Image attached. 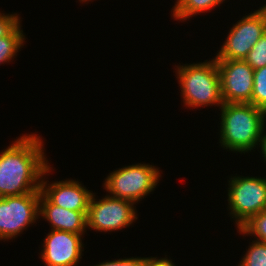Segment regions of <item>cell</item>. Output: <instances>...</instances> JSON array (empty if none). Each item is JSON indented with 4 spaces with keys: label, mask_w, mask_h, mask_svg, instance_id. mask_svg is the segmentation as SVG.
I'll return each mask as SVG.
<instances>
[{
    "label": "cell",
    "mask_w": 266,
    "mask_h": 266,
    "mask_svg": "<svg viewBox=\"0 0 266 266\" xmlns=\"http://www.w3.org/2000/svg\"><path fill=\"white\" fill-rule=\"evenodd\" d=\"M43 143L30 133L0 151V197L41 192L42 176L52 172Z\"/></svg>",
    "instance_id": "6da1fadb"
},
{
    "label": "cell",
    "mask_w": 266,
    "mask_h": 266,
    "mask_svg": "<svg viewBox=\"0 0 266 266\" xmlns=\"http://www.w3.org/2000/svg\"><path fill=\"white\" fill-rule=\"evenodd\" d=\"M220 109V145L234 153L256 149L266 128V112L251 103H224Z\"/></svg>",
    "instance_id": "7a4b0ae2"
},
{
    "label": "cell",
    "mask_w": 266,
    "mask_h": 266,
    "mask_svg": "<svg viewBox=\"0 0 266 266\" xmlns=\"http://www.w3.org/2000/svg\"><path fill=\"white\" fill-rule=\"evenodd\" d=\"M175 67H177L175 73L181 88L182 101L186 107L217 105L220 108L224 104L215 57L203 63H189Z\"/></svg>",
    "instance_id": "3957f363"
},
{
    "label": "cell",
    "mask_w": 266,
    "mask_h": 266,
    "mask_svg": "<svg viewBox=\"0 0 266 266\" xmlns=\"http://www.w3.org/2000/svg\"><path fill=\"white\" fill-rule=\"evenodd\" d=\"M160 177V170L154 165L135 163L113 170L103 186L109 195L136 204L155 190Z\"/></svg>",
    "instance_id": "277c9868"
},
{
    "label": "cell",
    "mask_w": 266,
    "mask_h": 266,
    "mask_svg": "<svg viewBox=\"0 0 266 266\" xmlns=\"http://www.w3.org/2000/svg\"><path fill=\"white\" fill-rule=\"evenodd\" d=\"M228 209L237 229L266 210V178L231 176L228 180Z\"/></svg>",
    "instance_id": "5b68a950"
},
{
    "label": "cell",
    "mask_w": 266,
    "mask_h": 266,
    "mask_svg": "<svg viewBox=\"0 0 266 266\" xmlns=\"http://www.w3.org/2000/svg\"><path fill=\"white\" fill-rule=\"evenodd\" d=\"M265 32L266 4L233 24L215 59L244 60Z\"/></svg>",
    "instance_id": "8992f818"
},
{
    "label": "cell",
    "mask_w": 266,
    "mask_h": 266,
    "mask_svg": "<svg viewBox=\"0 0 266 266\" xmlns=\"http://www.w3.org/2000/svg\"><path fill=\"white\" fill-rule=\"evenodd\" d=\"M93 193L88 213L87 228L99 232L119 231L138 219L133 202L107 195L99 201Z\"/></svg>",
    "instance_id": "52a82bcc"
},
{
    "label": "cell",
    "mask_w": 266,
    "mask_h": 266,
    "mask_svg": "<svg viewBox=\"0 0 266 266\" xmlns=\"http://www.w3.org/2000/svg\"><path fill=\"white\" fill-rule=\"evenodd\" d=\"M39 201L40 192L0 197V240L14 239L33 225L39 219Z\"/></svg>",
    "instance_id": "ba28073f"
},
{
    "label": "cell",
    "mask_w": 266,
    "mask_h": 266,
    "mask_svg": "<svg viewBox=\"0 0 266 266\" xmlns=\"http://www.w3.org/2000/svg\"><path fill=\"white\" fill-rule=\"evenodd\" d=\"M224 103H251L254 69L245 60H216Z\"/></svg>",
    "instance_id": "9c48e42d"
},
{
    "label": "cell",
    "mask_w": 266,
    "mask_h": 266,
    "mask_svg": "<svg viewBox=\"0 0 266 266\" xmlns=\"http://www.w3.org/2000/svg\"><path fill=\"white\" fill-rule=\"evenodd\" d=\"M82 234L52 230L43 240L40 258L45 266H76L83 256Z\"/></svg>",
    "instance_id": "30bf717a"
},
{
    "label": "cell",
    "mask_w": 266,
    "mask_h": 266,
    "mask_svg": "<svg viewBox=\"0 0 266 266\" xmlns=\"http://www.w3.org/2000/svg\"><path fill=\"white\" fill-rule=\"evenodd\" d=\"M45 177L42 176L40 191L52 204L68 210L88 212L93 195L91 190L76 179H66L49 184L44 180Z\"/></svg>",
    "instance_id": "8fae6325"
},
{
    "label": "cell",
    "mask_w": 266,
    "mask_h": 266,
    "mask_svg": "<svg viewBox=\"0 0 266 266\" xmlns=\"http://www.w3.org/2000/svg\"><path fill=\"white\" fill-rule=\"evenodd\" d=\"M87 213L56 206L40 192L39 218L46 219L52 230L84 235L88 229Z\"/></svg>",
    "instance_id": "7c38bea8"
},
{
    "label": "cell",
    "mask_w": 266,
    "mask_h": 266,
    "mask_svg": "<svg viewBox=\"0 0 266 266\" xmlns=\"http://www.w3.org/2000/svg\"><path fill=\"white\" fill-rule=\"evenodd\" d=\"M225 0H176L172 7L173 19L186 21L199 13H205L220 6Z\"/></svg>",
    "instance_id": "4fadbf2b"
},
{
    "label": "cell",
    "mask_w": 266,
    "mask_h": 266,
    "mask_svg": "<svg viewBox=\"0 0 266 266\" xmlns=\"http://www.w3.org/2000/svg\"><path fill=\"white\" fill-rule=\"evenodd\" d=\"M21 23L5 37H0V64L9 63L24 45L25 36Z\"/></svg>",
    "instance_id": "5bb4252c"
},
{
    "label": "cell",
    "mask_w": 266,
    "mask_h": 266,
    "mask_svg": "<svg viewBox=\"0 0 266 266\" xmlns=\"http://www.w3.org/2000/svg\"><path fill=\"white\" fill-rule=\"evenodd\" d=\"M237 231L243 236L251 234L256 241L266 243V210L251 217Z\"/></svg>",
    "instance_id": "9a60e30c"
},
{
    "label": "cell",
    "mask_w": 266,
    "mask_h": 266,
    "mask_svg": "<svg viewBox=\"0 0 266 266\" xmlns=\"http://www.w3.org/2000/svg\"><path fill=\"white\" fill-rule=\"evenodd\" d=\"M251 104L266 112V66L254 70Z\"/></svg>",
    "instance_id": "2e32d148"
},
{
    "label": "cell",
    "mask_w": 266,
    "mask_h": 266,
    "mask_svg": "<svg viewBox=\"0 0 266 266\" xmlns=\"http://www.w3.org/2000/svg\"><path fill=\"white\" fill-rule=\"evenodd\" d=\"M238 266H266V243L252 240Z\"/></svg>",
    "instance_id": "e0dca14e"
},
{
    "label": "cell",
    "mask_w": 266,
    "mask_h": 266,
    "mask_svg": "<svg viewBox=\"0 0 266 266\" xmlns=\"http://www.w3.org/2000/svg\"><path fill=\"white\" fill-rule=\"evenodd\" d=\"M254 70L266 66V32L252 47L244 59Z\"/></svg>",
    "instance_id": "ac0fdd59"
},
{
    "label": "cell",
    "mask_w": 266,
    "mask_h": 266,
    "mask_svg": "<svg viewBox=\"0 0 266 266\" xmlns=\"http://www.w3.org/2000/svg\"><path fill=\"white\" fill-rule=\"evenodd\" d=\"M18 15L0 12V37L8 36L21 23Z\"/></svg>",
    "instance_id": "d6986e66"
},
{
    "label": "cell",
    "mask_w": 266,
    "mask_h": 266,
    "mask_svg": "<svg viewBox=\"0 0 266 266\" xmlns=\"http://www.w3.org/2000/svg\"><path fill=\"white\" fill-rule=\"evenodd\" d=\"M94 266H144V257L115 259L113 261H105Z\"/></svg>",
    "instance_id": "ffe728a7"
},
{
    "label": "cell",
    "mask_w": 266,
    "mask_h": 266,
    "mask_svg": "<svg viewBox=\"0 0 266 266\" xmlns=\"http://www.w3.org/2000/svg\"><path fill=\"white\" fill-rule=\"evenodd\" d=\"M144 266H176L167 257L158 259L157 257H144Z\"/></svg>",
    "instance_id": "44dd1931"
},
{
    "label": "cell",
    "mask_w": 266,
    "mask_h": 266,
    "mask_svg": "<svg viewBox=\"0 0 266 266\" xmlns=\"http://www.w3.org/2000/svg\"><path fill=\"white\" fill-rule=\"evenodd\" d=\"M266 129H264L263 131V135L260 139V144H259V147H260V152H262L263 154V157H264V162L266 161V133L265 132Z\"/></svg>",
    "instance_id": "7402d4cb"
},
{
    "label": "cell",
    "mask_w": 266,
    "mask_h": 266,
    "mask_svg": "<svg viewBox=\"0 0 266 266\" xmlns=\"http://www.w3.org/2000/svg\"><path fill=\"white\" fill-rule=\"evenodd\" d=\"M79 1H80V2H85V3H86L87 1L89 2V1H92V0H79Z\"/></svg>",
    "instance_id": "603a6c76"
}]
</instances>
